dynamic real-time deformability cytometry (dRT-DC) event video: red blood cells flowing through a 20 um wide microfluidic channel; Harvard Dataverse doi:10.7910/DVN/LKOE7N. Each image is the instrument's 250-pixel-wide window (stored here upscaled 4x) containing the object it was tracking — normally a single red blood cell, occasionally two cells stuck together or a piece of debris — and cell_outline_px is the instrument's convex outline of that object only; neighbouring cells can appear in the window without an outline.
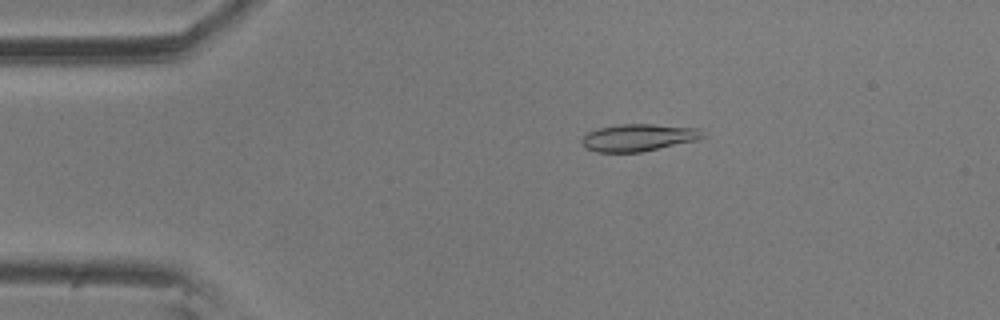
{"species": "common noctule bat (a hibernating species)", "species_latin": "Nyctalus noctula", "temperature_condition": "room temperature", "stored_images_in_passage": 53, "camera_frame_rate_fps": 3000, "um_per_image_px": 0.085, "animal": {"sex": "male", "body_mass_g": 20.5, "forearm_length_mm": 52.5}, "frame": {"image": 1, "passage_image": 7, "time_ms": 2.0, "image_size_px": [1000, 320], "cell_outline_px": [[704, 136], [696, 140], [644, 152], [596, 152], [584, 148], [580, 140], [588, 132], [596, 128], [620, 124], [652, 124], [696, 128]], "centroid_in_image_um": [54.18, 11.7], "position_along_channel_um": 30.8, "area_um2": 19.13}}
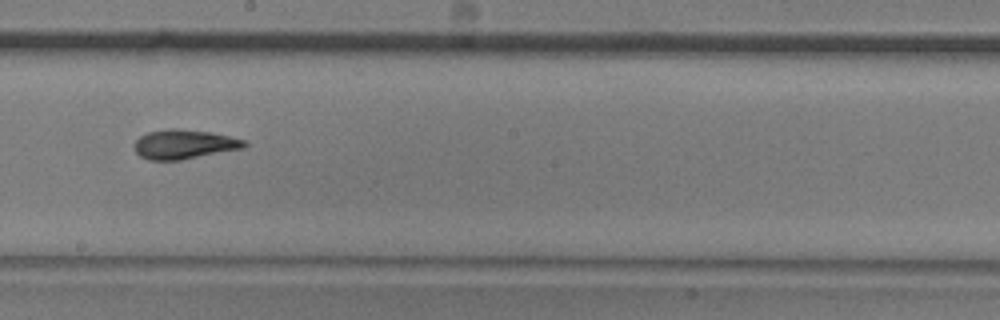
{"frame": {"image": 2, "passage_image": 28, "time_ms": 9.0, "image_size_px": [1000, 320], "cell_outline_px": [[248, 144], [244, 148], [180, 160], [148, 160], [140, 156], [136, 152], [136, 140], [140, 136], [148, 132], [168, 128], [180, 128], [212, 132], [244, 140]], "centroid_in_image_um": [15.66, 12.25], "position_along_channel_um": 232.5, "area_um2": 18.79}}
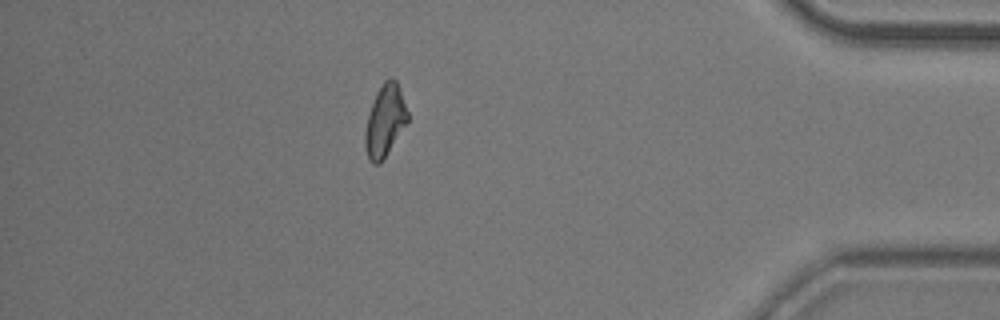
{"frame": {"image": 3, "passage_image": 46, "time_ms": 15.0, "image_size_px": [1000, 320], "cell_outline_px": [[408, 120], [380, 164], [372, 164], [368, 160], [364, 148], [364, 132], [368, 116], [376, 92], [384, 80], [388, 76], [392, 76], [396, 80], [408, 112]], "centroid_in_image_um": [32.69, 10.26], "position_along_channel_um": 402.5, "area_um2": 17.74}, "authors_computed_cell_mechanics": {"area_um2": 18.4382, "velocity_mm_per_s": 3.55, "shape_relaxation_time_tau1_ms": 7.2281, "shape_relaxation_time_tau2_ms": 1.5892, "deformation_change_tau1": 0.1839, "deformation_change_tau2": 0.0719}}